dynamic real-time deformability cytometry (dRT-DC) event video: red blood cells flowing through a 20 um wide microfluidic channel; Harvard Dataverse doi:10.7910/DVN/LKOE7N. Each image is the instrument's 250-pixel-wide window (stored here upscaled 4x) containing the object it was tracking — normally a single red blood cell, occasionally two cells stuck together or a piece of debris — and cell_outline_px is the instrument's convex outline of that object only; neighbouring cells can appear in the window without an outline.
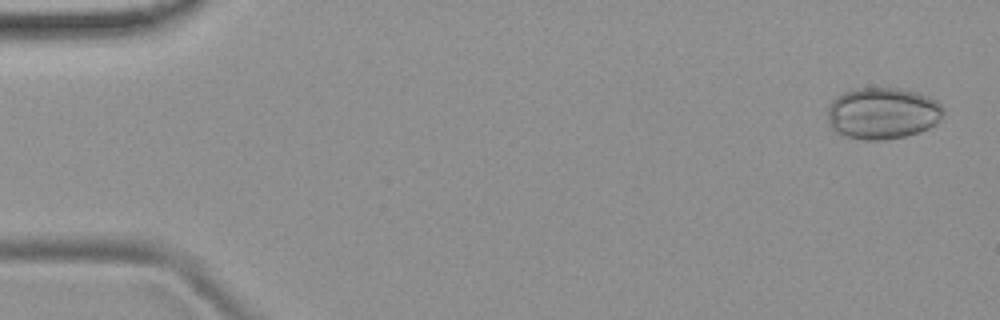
{"species": "common noctule bat (a hibernating species)", "species_latin": "Nyctalus noctula", "temperature_condition": "room temperature", "stored_images_in_passage": 4, "camera_frame_rate_fps": 3000, "um_per_image_px": 0.085, "animal": {"sex": "female", "body_mass_g": 19.9}, "frame": {"image": 1, "passage_image": 1, "time_ms": 0.0, "image_size_px": [1000, 320], "cell_outline_px": [[944, 112], [928, 128], [920, 132], [904, 136], [880, 140], [864, 140], [844, 136], [836, 132], [832, 128], [828, 120], [828, 104], [836, 96], [844, 92], [856, 88], [900, 88], [916, 92], [936, 100], [944, 108]], "centroid_in_image_um": [74.97, 9.62], "position_along_channel_um": 10.0, "area_um2": 34.74}}